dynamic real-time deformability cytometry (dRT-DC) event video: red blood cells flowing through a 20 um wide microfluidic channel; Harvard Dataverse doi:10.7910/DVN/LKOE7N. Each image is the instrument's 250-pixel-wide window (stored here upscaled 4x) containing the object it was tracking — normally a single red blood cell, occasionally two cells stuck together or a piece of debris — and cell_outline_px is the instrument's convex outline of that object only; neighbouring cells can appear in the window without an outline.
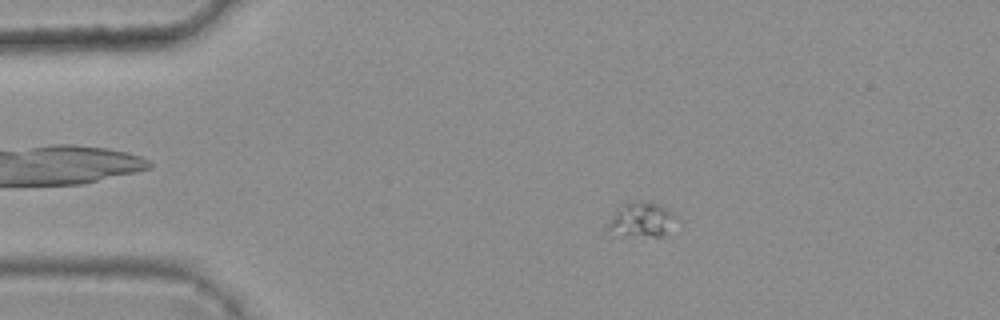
{"species": "common noctule bat (a hibernating species)", "species_latin": "Nyctalus noctula", "temperature_condition": "warm", "stored_images_in_passage": 46, "camera_frame_rate_fps": 3000, "um_per_image_px": 0.085, "animal": {"sex": "female", "body_mass_g": 25.1}, "frame": {"image": 1, "passage_image": 11, "time_ms": 3.333, "image_size_px": [1000, 320], "cell_outline_px": [[672, 216], [664, 232], [660, 236], [652, 236], [624, 232], [608, 228], [608, 224], [616, 208], [632, 200], [640, 200], [656, 204], [672, 212]], "centroid_in_image_um": [54.45, 18.57], "position_along_channel_um": 30.5, "area_um2": 12.25}}
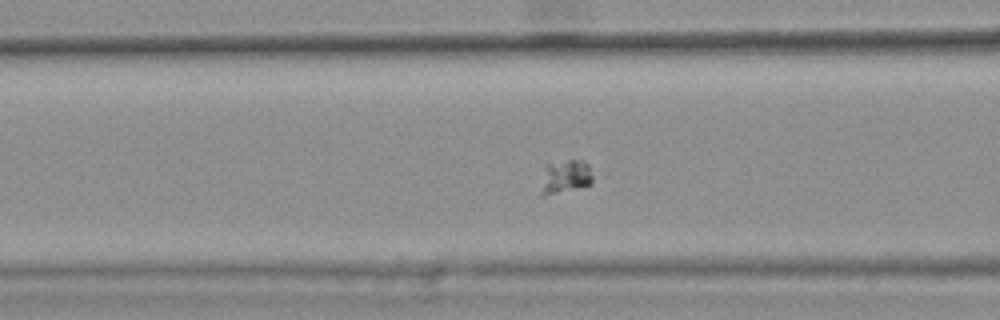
{"frame": {"image": 2, "passage_image": 22, "time_ms": 7.0, "image_size_px": [1000, 320], "cell_outline_px": [[592, 184], [544, 196], [540, 196], [540, 192], [544, 164], [568, 160], [584, 160], [588, 164], [592, 176]], "centroid_in_image_um": [48.01, 15.0], "position_along_channel_um": 118.6, "area_um2": 10.23}}
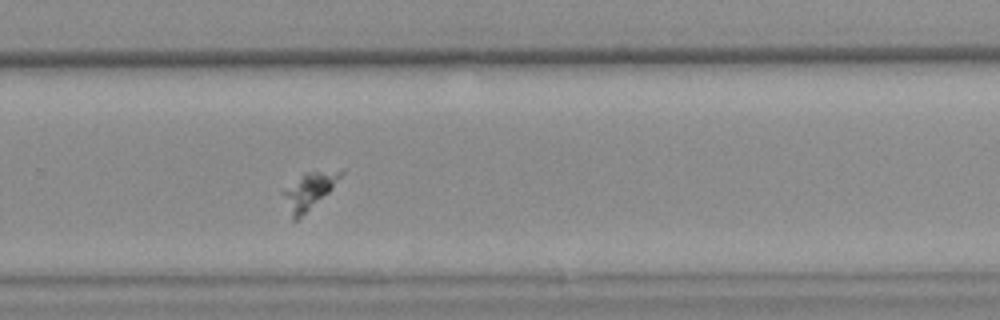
{"frame": {"image": 3, "passage_image": 37, "time_ms": 12.0, "image_size_px": [1000, 320], "cell_outline_px": [[344, 172], [332, 188], [328, 192], [296, 220], [292, 220], [280, 192], [304, 172], [344, 168]], "centroid_in_image_um": [26.26, 16.17], "position_along_channel_um": 303.5, "area_um2": 12.25}}